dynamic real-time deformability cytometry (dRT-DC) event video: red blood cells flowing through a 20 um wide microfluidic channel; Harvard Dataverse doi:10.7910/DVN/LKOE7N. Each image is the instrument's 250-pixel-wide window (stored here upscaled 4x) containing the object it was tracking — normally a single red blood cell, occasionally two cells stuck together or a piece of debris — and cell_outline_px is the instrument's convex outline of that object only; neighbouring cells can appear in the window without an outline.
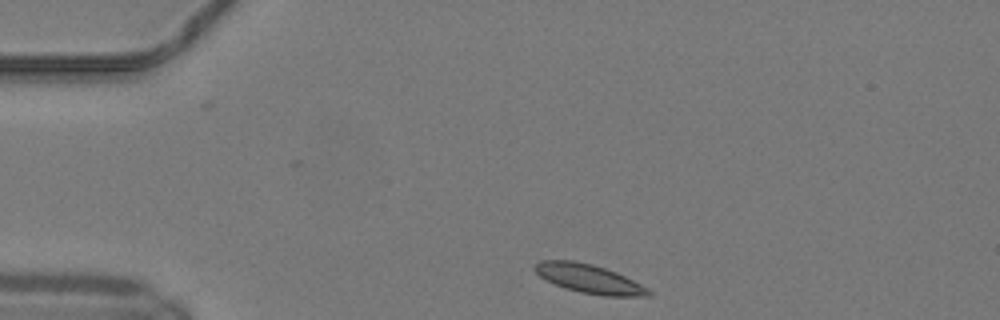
{"species": "common noctule bat (a hibernating species)", "species_latin": "Nyctalus noctula", "temperature_condition": "warm", "stored_images_in_passage": 41, "camera_frame_rate_fps": 3000, "um_per_image_px": 0.085, "animal": {"sex": "male", "body_mass_g": 19.2, "forearm_length_mm": 51.8}, "frame": {"image": 1, "passage_image": 2, "time_ms": 0.333, "image_size_px": [1000, 320], "cell_outline_px": [[652, 296], [604, 296], [580, 292], [564, 288], [540, 276], [532, 268], [540, 260], [572, 260], [592, 264], [616, 272], [648, 288], [652, 292]], "centroid_in_image_um": [50.08, 23.69], "position_along_channel_um": 34.9, "area_um2": 18.96}}
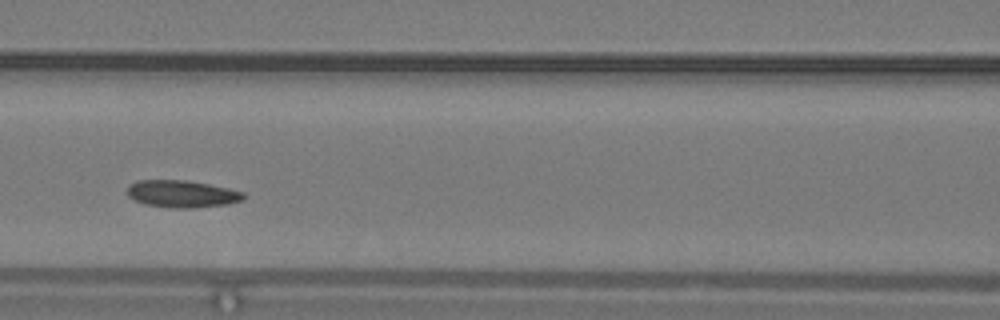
{"frame": {"image": 2, "passage_image": 14, "time_ms": 4.333, "image_size_px": [1000, 320], "cell_outline_px": [[244, 200], [228, 204], [192, 208], [168, 208], [144, 204], [128, 196], [124, 192], [128, 184], [136, 180], [188, 180], [228, 188], [244, 192]], "centroid_in_image_um": [15.41, 16.48], "position_along_channel_um": 151.2, "area_um2": 18.73}}
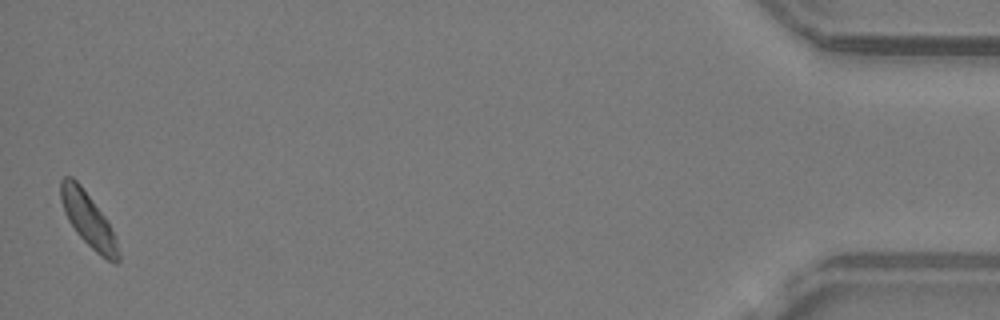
{"frame": {"image": 3, "passage_image": 41, "time_ms": 13.333, "image_size_px": [1000, 320], "cell_outline_px": [[120, 260], [116, 264], [100, 256], [76, 232], [68, 220], [64, 212], [60, 200], [60, 180], [64, 176], [72, 176], [80, 184], [104, 216], [116, 236], [120, 256]], "centroid_in_image_um": [7.49, 18.67], "position_along_channel_um": 427.7, "area_um2": 18.09}, "authors_computed_cell_mechanics": {"area_um2": 18.0914, "velocity_mm_per_s": 4.1002, "shape_relaxation_time_tau1_ms": 7.4855, "shape_relaxation_time_tau2_ms": null, "deformation_change_tau1": 0.1336, "deformation_change_tau2": null}}